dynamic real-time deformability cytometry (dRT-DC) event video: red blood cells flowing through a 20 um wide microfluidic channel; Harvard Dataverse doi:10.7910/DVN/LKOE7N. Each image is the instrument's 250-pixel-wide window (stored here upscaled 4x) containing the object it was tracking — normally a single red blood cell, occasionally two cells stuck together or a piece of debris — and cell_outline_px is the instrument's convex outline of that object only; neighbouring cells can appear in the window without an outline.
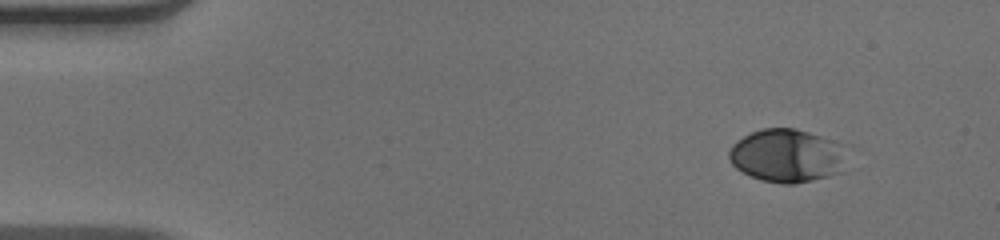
{"species": "human", "species_latin": "Homo sapiens", "temperature_condition": "warm", "stored_images_in_passage": 48, "camera_frame_rate_fps": 3000, "um_per_image_px": 0.085, "donor": {"sex": "male"}, "frame": {"image": 1, "passage_image": 1, "time_ms": 0.0, "image_size_px": [1000, 240], "cell_outline_px": [[852, 144], [844, 172], [812, 180], [792, 184], [784, 184], [760, 180], [736, 168], [732, 164], [728, 156], [728, 152], [732, 144], [736, 140], [752, 132], [764, 128], [796, 128]], "centroid_in_image_um": [67.05, 13.21], "position_along_channel_um": 18.0, "area_um2": 37.92}}
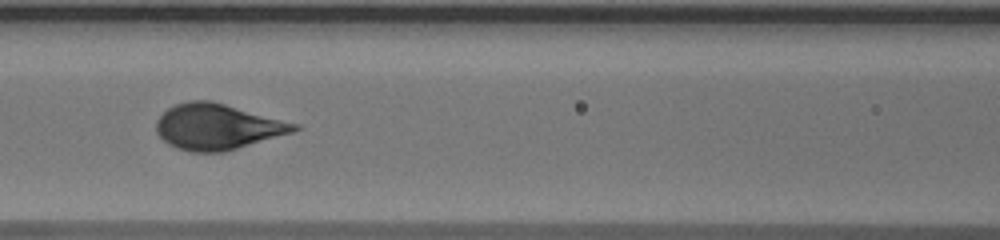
{"frame": {"image": 2, "passage_image": 19, "time_ms": 6.0, "image_size_px": [1000, 240], "cell_outline_px": [[300, 128], [292, 132], [224, 152], [192, 152], [176, 148], [168, 144], [156, 132], [156, 120], [168, 108], [176, 104], [192, 100], [212, 100], [300, 124]], "centroid_in_image_um": [18.47, 10.76], "position_along_channel_um": 148.1, "area_um2": 36.7}}
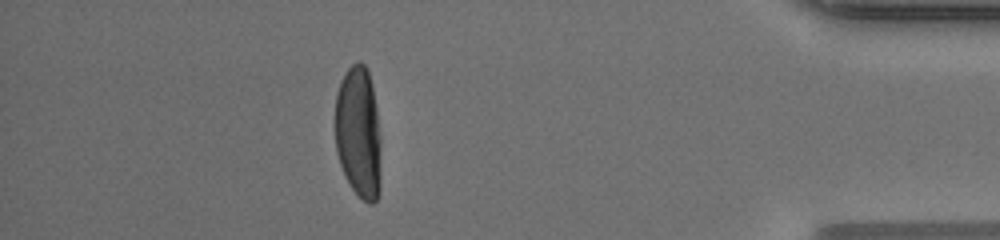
{"frame": {"image": 3, "passage_image": 42, "time_ms": 13.667, "image_size_px": [1000, 240], "cell_outline_px": [[380, 192], [376, 200], [372, 204], [368, 204], [348, 184], [344, 176], [336, 152], [336, 92], [348, 68], [356, 60], [360, 60], [368, 68], [372, 84], [376, 108], [380, 136]], "centroid_in_image_um": [30.48, 11.27], "position_along_channel_um": 404.7, "area_um2": 35.55}}